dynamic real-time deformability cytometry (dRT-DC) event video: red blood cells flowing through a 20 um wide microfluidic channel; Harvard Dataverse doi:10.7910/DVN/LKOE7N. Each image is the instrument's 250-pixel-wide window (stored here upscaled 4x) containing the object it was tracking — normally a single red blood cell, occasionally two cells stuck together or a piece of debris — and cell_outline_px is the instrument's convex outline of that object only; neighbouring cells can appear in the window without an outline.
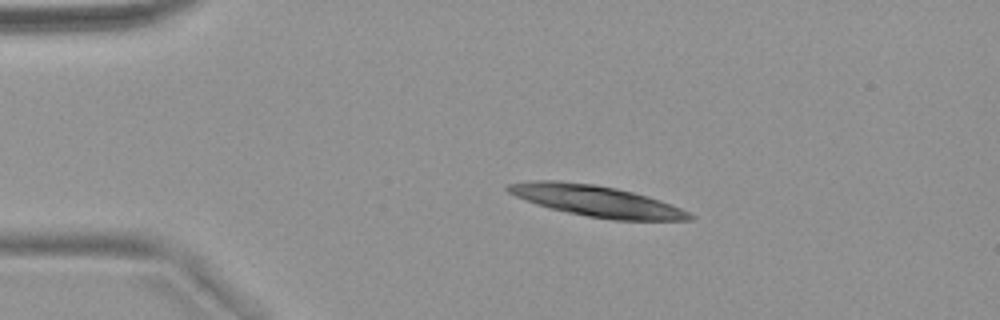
{"species": "common noctule bat (a hibernating species)", "species_latin": "Nyctalus noctula", "temperature_condition": "warm", "stored_images_in_passage": 50, "camera_frame_rate_fps": 3000, "um_per_image_px": 0.085, "animal": {"sex": "female", "body_mass_g": 18.4}, "frame": {"image": 1, "passage_image": 7, "time_ms": 2.0, "image_size_px": [1000, 320], "cell_outline_px": [[696, 216], [692, 220], [616, 220], [588, 216], [548, 208], [536, 204], [516, 196], [508, 192], [504, 188], [508, 184], [532, 180], [560, 180], [592, 184], [616, 188], [648, 196], [660, 200], [680, 208]], "centroid_in_image_um": [50.68, 17.08], "position_along_channel_um": 34.3, "area_um2": 32.71}}
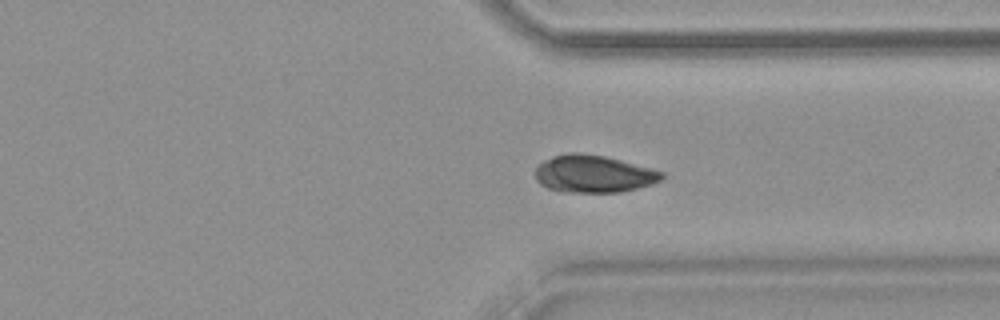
{"frame": {"image": 2, "passage_image": 37, "time_ms": 12.0, "image_size_px": [1000, 320], "cell_outline_px": [[664, 176], [660, 180], [652, 184], [620, 192], [564, 192], [548, 188], [540, 184], [536, 180], [536, 164], [552, 156], [568, 152], [580, 152], [604, 156], [620, 160], [664, 172]], "centroid_in_image_um": [50.4, 14.77], "position_along_channel_um": 361.0, "area_um2": 27.57}}
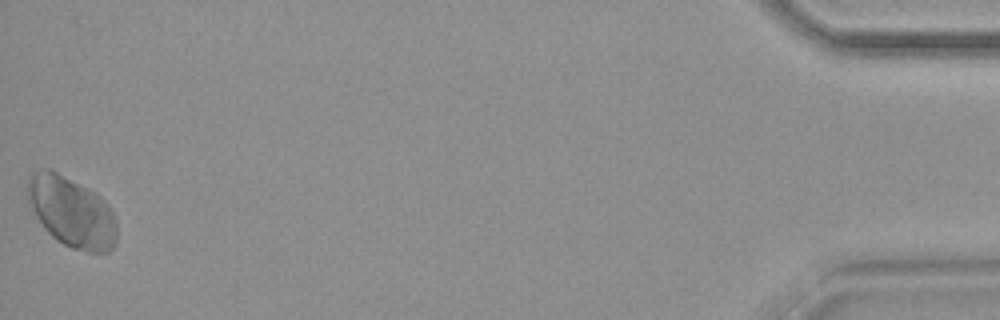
{"frame": {"image": 3, "passage_image": 50, "time_ms": 16.333, "image_size_px": [1000, 320], "cell_outline_px": [[116, 244], [108, 252], [88, 252], [72, 248], [56, 240], [44, 228], [28, 204], [28, 176], [32, 172], [40, 168], [48, 168], [88, 188], [100, 196], [108, 204], [116, 220]], "centroid_in_image_um": [6.08, 18.02], "position_along_channel_um": 429.1, "area_um2": 36.65}}